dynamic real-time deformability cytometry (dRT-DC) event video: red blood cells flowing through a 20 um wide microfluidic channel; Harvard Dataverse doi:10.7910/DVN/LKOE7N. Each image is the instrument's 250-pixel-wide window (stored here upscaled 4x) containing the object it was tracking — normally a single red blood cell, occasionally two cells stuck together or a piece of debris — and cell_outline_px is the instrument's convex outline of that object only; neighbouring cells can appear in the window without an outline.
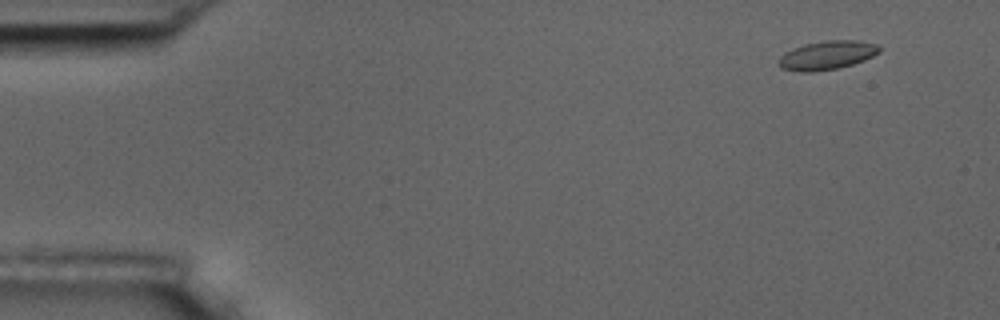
{"species": "common noctule bat (a hibernating species)", "species_latin": "Nyctalus noctula", "temperature_condition": "room temperature", "stored_images_in_passage": 4, "camera_frame_rate_fps": 3000, "um_per_image_px": 0.085, "animal": {"sex": "male", "body_mass_g": 17.5, "forearm_length_mm": 52.3}, "frame": {"image": 1, "passage_image": 1, "time_ms": 0.0, "image_size_px": [1000, 320], "cell_outline_px": [[880, 52], [864, 60], [852, 64], [836, 68], [812, 72], [800, 72], [780, 68], [776, 64], [780, 56], [784, 52], [792, 48], [804, 44], [824, 40], [860, 40], [876, 44], [880, 48]], "centroid_in_image_um": [70.25, 4.69], "position_along_channel_um": 14.8, "area_um2": 17.05}}
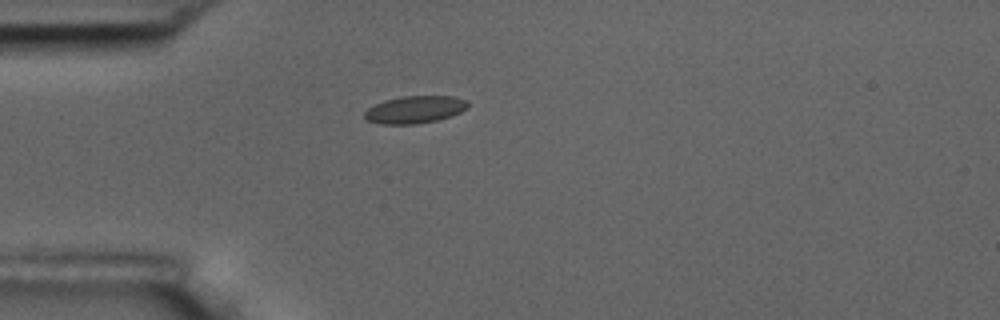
{"frame": {"image": 2, "passage_image": 4, "time_ms": 3.667, "image_size_px": [1000, 320], "cell_outline_px": [[468, 108], [460, 112], [436, 120], [416, 124], [380, 124], [368, 120], [364, 116], [364, 112], [368, 108], [384, 100], [404, 96], [452, 96], [468, 100]], "centroid_in_image_um": [35.26, 9.31], "position_along_channel_um": 49.7, "area_um2": 16.36}}